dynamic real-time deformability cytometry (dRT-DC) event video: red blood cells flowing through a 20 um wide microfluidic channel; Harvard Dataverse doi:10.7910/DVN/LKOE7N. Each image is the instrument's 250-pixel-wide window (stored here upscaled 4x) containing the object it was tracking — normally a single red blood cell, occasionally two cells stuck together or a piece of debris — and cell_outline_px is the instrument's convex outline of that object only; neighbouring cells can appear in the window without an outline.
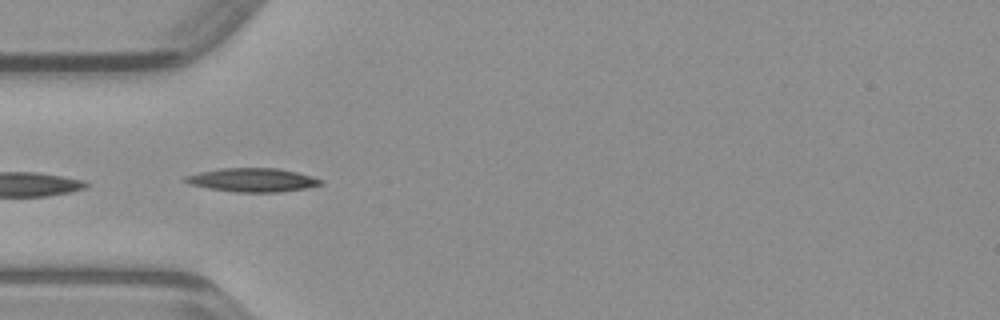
{"species": "common noctule bat (a hibernating species)", "species_latin": "Nyctalus noctula", "temperature_condition": "warm", "stored_images_in_passage": 47, "camera_frame_rate_fps": 3000, "um_per_image_px": 0.085, "animal": {"sex": "male", "body_mass_g": 23.1, "forearm_length_mm": 52.7}, "frame": {"image": 1, "passage_image": 14, "time_ms": 4.333, "image_size_px": [1000, 320], "cell_outline_px": [[324, 184], [308, 188], [276, 192], [236, 192], [208, 188], [192, 184], [184, 180], [184, 176], [200, 172], [220, 168], [276, 168], [296, 172], [312, 176], [324, 180]], "centroid_in_image_um": [21.51, 15.3], "position_along_channel_um": 63.5, "area_um2": 18.61}}
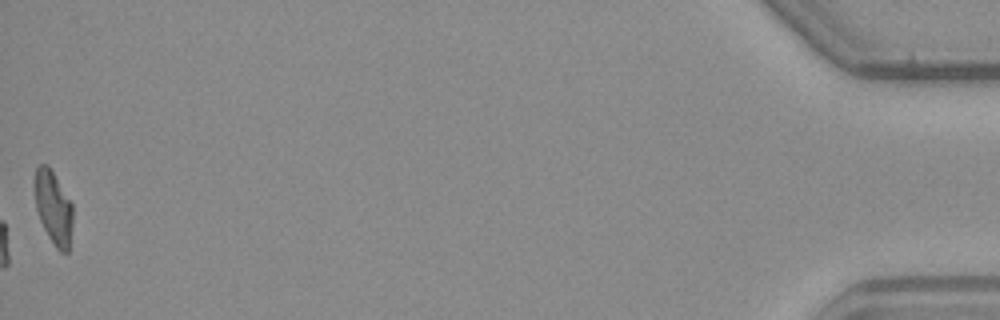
{"frame": {"image": 2, "passage_image": 47, "time_ms": 15.333, "image_size_px": [1000, 320], "cell_outline_px": [[72, 224], [68, 252], [60, 252], [56, 248], [48, 236], [40, 220], [36, 208], [36, 168], [40, 164], [48, 164], [72, 204]], "centroid_in_image_um": [4.55, 17.68], "position_along_channel_um": 430.6, "area_um2": 15.84}}